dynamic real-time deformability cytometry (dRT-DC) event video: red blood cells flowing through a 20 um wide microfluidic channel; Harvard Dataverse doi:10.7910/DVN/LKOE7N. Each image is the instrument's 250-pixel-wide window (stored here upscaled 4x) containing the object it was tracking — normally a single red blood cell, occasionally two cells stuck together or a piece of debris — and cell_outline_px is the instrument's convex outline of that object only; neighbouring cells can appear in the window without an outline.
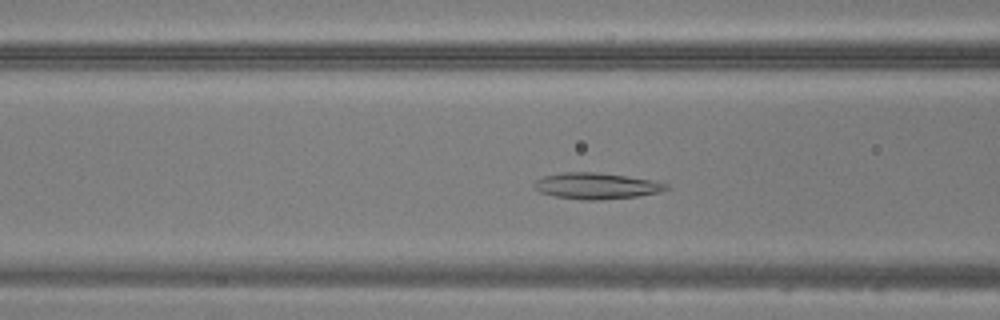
{"species": "common noctule bat (a hibernating species)", "species_latin": "Nyctalus noctula", "temperature_condition": "warm", "stored_images_in_passage": 35, "camera_frame_rate_fps": 3000, "um_per_image_px": 0.085, "animal": {"sex": "male", "body_mass_g": 20.5, "forearm_length_mm": 52.5}, "frame": {"image": 1, "passage_image": 6, "time_ms": 1.667, "image_size_px": [1000, 320], "cell_outline_px": [[672, 188], [660, 192], [636, 196], [600, 200], [584, 200], [556, 196], [540, 192], [532, 188], [532, 184], [536, 180], [544, 176], [560, 172], [596, 172], [652, 180], [668, 184]], "centroid_in_image_um": [50.67, 15.8], "position_along_channel_um": 115.9, "area_um2": 20.17}}
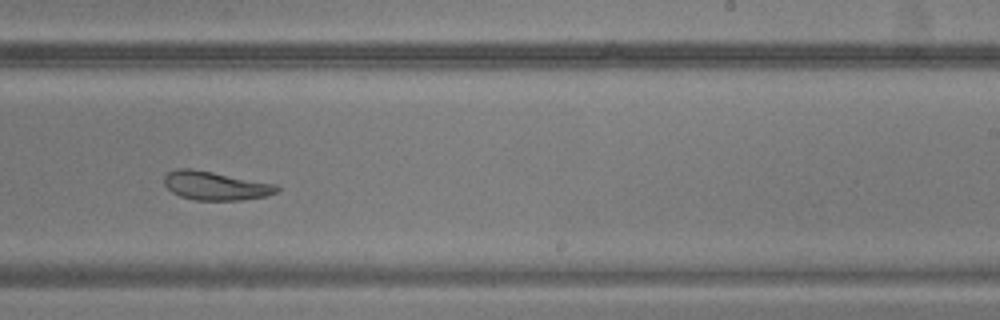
{"frame": {"image": 2, "passage_image": 17, "time_ms": 5.333, "image_size_px": [1000, 320], "cell_outline_px": [[280, 188], [276, 192], [264, 196], [240, 200], [196, 200], [180, 196], [172, 192], [164, 184], [164, 176], [168, 172], [176, 168], [192, 168], [276, 184]], "centroid_in_image_um": [18.28, 15.78], "position_along_channel_um": 270.7, "area_um2": 18.73}}
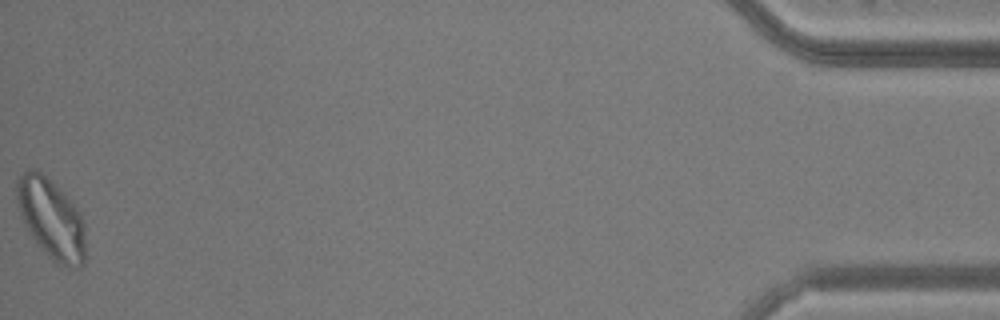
{"frame": {"image": 3, "passage_image": 35, "time_ms": 11.333, "image_size_px": [1000, 320], "cell_outline_px": [[84, 264], [80, 268], [72, 268], [56, 264], [40, 248], [28, 232], [20, 216], [16, 196], [16, 180], [28, 168], [36, 168], [80, 212], [84, 224]], "centroid_in_image_um": [4.32, 18.64], "position_along_channel_um": 430.9, "area_um2": 31.73}}